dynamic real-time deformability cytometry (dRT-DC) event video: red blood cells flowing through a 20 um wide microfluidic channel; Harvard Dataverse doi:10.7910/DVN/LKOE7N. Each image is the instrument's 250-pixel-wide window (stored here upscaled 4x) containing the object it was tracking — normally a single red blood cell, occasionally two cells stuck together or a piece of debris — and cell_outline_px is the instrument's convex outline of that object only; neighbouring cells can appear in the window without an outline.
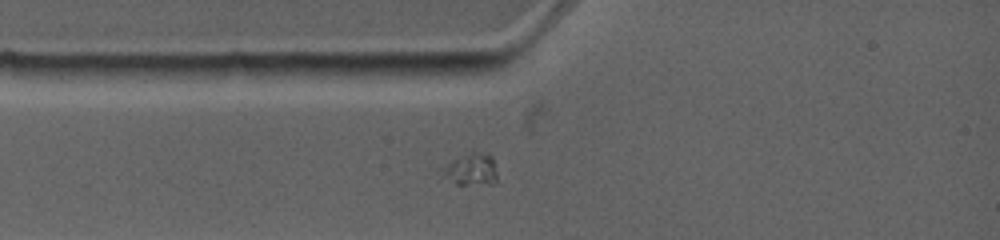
{"species": "common noctule bat (a hibernating species)", "species_latin": "Nyctalus noctula", "temperature_condition": "warm", "stored_images_in_passage": 5, "camera_frame_rate_fps": 4500, "um_per_image_px": 0.085, "animal": {"sex": "female", "body_mass_g": 19.0, "forearm_length_mm": 53.3}, "frame": {"image": 1, "passage_image": 1, "time_ms": 0.0, "image_size_px": [1000, 240], "cell_outline_px": [[496, 180], [488, 184], [456, 184], [444, 176], [440, 168], [444, 164], [452, 160], [472, 152], [476, 152], [492, 156], [496, 172]], "centroid_in_image_um": [40.01, 14.4], "position_along_channel_um": 45.0, "area_um2": 10.0}}
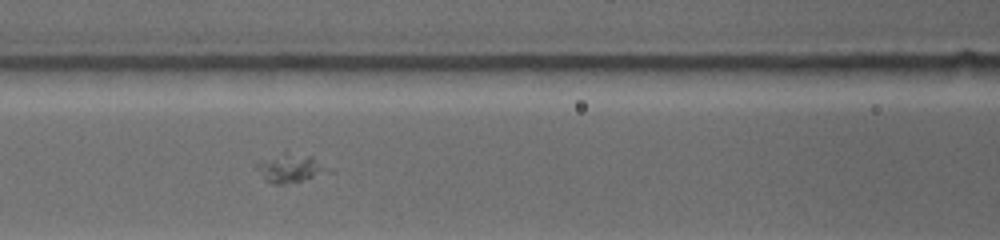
{"frame": {"image": 2, "passage_image": 4, "time_ms": 2.667, "image_size_px": [1000, 240], "cell_outline_px": [[320, 172], [312, 176], [300, 180], [284, 184], [272, 184], [264, 180], [256, 168], [256, 164], [260, 160], [284, 148], [312, 156], [320, 168]], "centroid_in_image_um": [24.4, 14.2], "position_along_channel_um": 142.2, "area_um2": 11.56}}
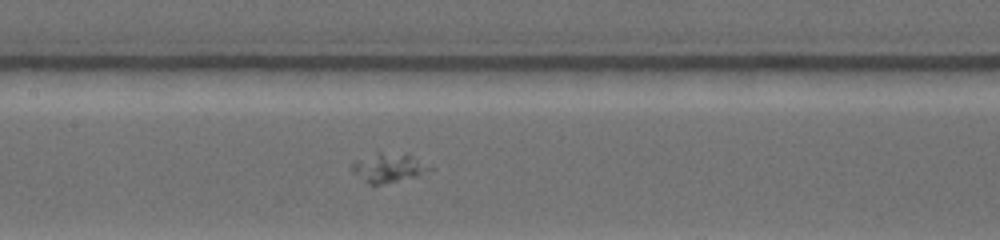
{"frame": {"image": 3, "passage_image": 5, "time_ms": 3.556, "image_size_px": [1000, 240], "cell_outline_px": [[432, 168], [416, 176], [380, 184], [368, 184], [352, 168], [352, 160], [376, 152], [408, 152]], "centroid_in_image_um": [33.01, 14.19], "position_along_channel_um": 174.4, "area_um2": 13.06}}